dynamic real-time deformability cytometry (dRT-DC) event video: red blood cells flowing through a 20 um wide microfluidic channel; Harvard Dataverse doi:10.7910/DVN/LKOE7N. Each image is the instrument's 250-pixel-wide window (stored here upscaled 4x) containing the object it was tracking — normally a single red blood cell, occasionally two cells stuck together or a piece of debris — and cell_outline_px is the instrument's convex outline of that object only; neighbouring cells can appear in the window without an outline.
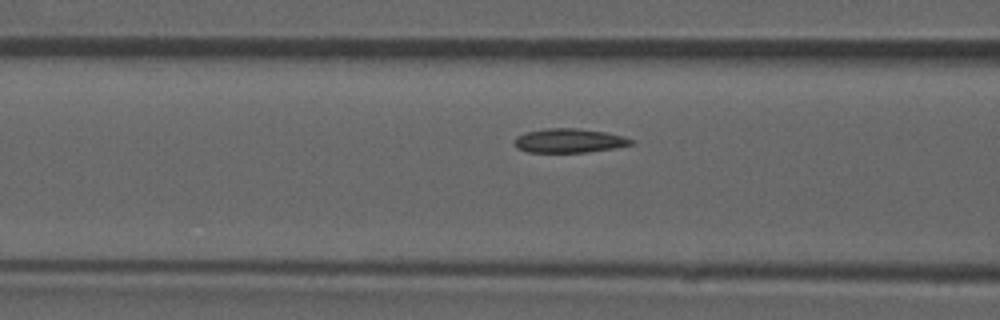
{"species": "common noctule bat (a hibernating species)", "species_latin": "Nyctalus noctula", "temperature_condition": "room temperature", "stored_images_in_passage": 14, "camera_frame_rate_fps": 3000, "um_per_image_px": 0.085, "animal": {"sex": "male", "forearm_length_mm": 52.5}, "frame": {"image": 1, "passage_image": 12, "time_ms": 3.667, "image_size_px": [1000, 320], "cell_outline_px": [[636, 140], [632, 144], [616, 148], [588, 152], [528, 152], [516, 148], [516, 136], [524, 132], [548, 128], [576, 128], [604, 132], [624, 136]], "centroid_in_image_um": [48.4, 11.95], "position_along_channel_um": 118.2, "area_um2": 16.42}}